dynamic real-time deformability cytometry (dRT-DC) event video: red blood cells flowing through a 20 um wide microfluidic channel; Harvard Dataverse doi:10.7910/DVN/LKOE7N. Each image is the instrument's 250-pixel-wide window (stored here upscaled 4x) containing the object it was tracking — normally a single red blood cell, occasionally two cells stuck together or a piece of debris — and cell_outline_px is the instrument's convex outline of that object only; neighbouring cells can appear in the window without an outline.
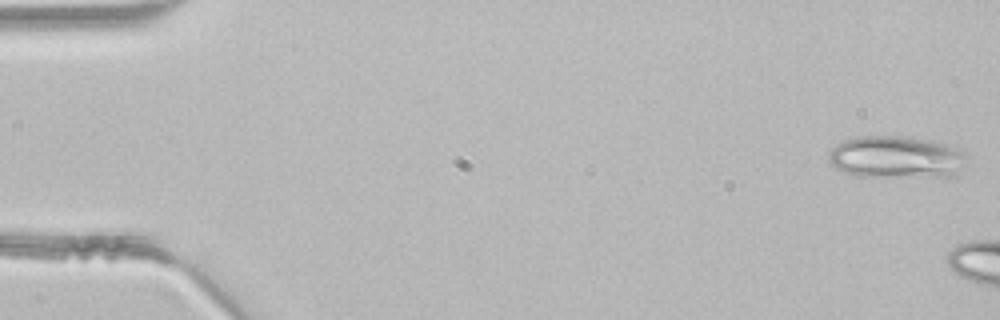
{"species": "common noctule bat (a hibernating species)", "species_latin": "Nyctalus noctula", "temperature_condition": "room temperature", "stored_images_in_passage": 11, "camera_frame_rate_fps": 3000, "um_per_image_px": 0.085, "animal": {"sex": "male", "body_mass_g": 21.5, "forearm_length_mm": 52.0}, "frame": {"image": 1, "passage_image": 1, "time_ms": 0.0, "image_size_px": [1000, 320], "cell_outline_px": [[964, 156], [956, 176], [856, 176], [844, 172], [836, 168], [828, 160], [828, 152], [836, 144], [844, 140], [856, 136], [912, 136], [932, 140], [944, 144], [964, 152]], "centroid_in_image_um": [76.1, 13.34], "position_along_channel_um": 8.9, "area_um2": 33.76}}